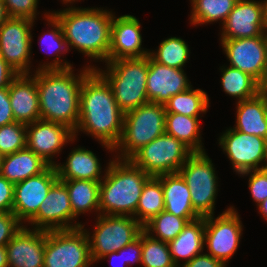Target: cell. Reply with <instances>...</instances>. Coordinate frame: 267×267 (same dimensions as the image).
<instances>
[{
    "label": "cell",
    "mask_w": 267,
    "mask_h": 267,
    "mask_svg": "<svg viewBox=\"0 0 267 267\" xmlns=\"http://www.w3.org/2000/svg\"><path fill=\"white\" fill-rule=\"evenodd\" d=\"M218 141L238 175L267 168V139L229 127L221 133Z\"/></svg>",
    "instance_id": "12"
},
{
    "label": "cell",
    "mask_w": 267,
    "mask_h": 267,
    "mask_svg": "<svg viewBox=\"0 0 267 267\" xmlns=\"http://www.w3.org/2000/svg\"><path fill=\"white\" fill-rule=\"evenodd\" d=\"M18 73L0 56V89L10 86Z\"/></svg>",
    "instance_id": "46"
},
{
    "label": "cell",
    "mask_w": 267,
    "mask_h": 267,
    "mask_svg": "<svg viewBox=\"0 0 267 267\" xmlns=\"http://www.w3.org/2000/svg\"><path fill=\"white\" fill-rule=\"evenodd\" d=\"M181 267H226V265L222 261L203 252L193 257L188 263Z\"/></svg>",
    "instance_id": "45"
},
{
    "label": "cell",
    "mask_w": 267,
    "mask_h": 267,
    "mask_svg": "<svg viewBox=\"0 0 267 267\" xmlns=\"http://www.w3.org/2000/svg\"><path fill=\"white\" fill-rule=\"evenodd\" d=\"M149 51V56L154 61L178 69L186 67L190 56L188 44L182 38L175 36L162 40L156 51Z\"/></svg>",
    "instance_id": "35"
},
{
    "label": "cell",
    "mask_w": 267,
    "mask_h": 267,
    "mask_svg": "<svg viewBox=\"0 0 267 267\" xmlns=\"http://www.w3.org/2000/svg\"><path fill=\"white\" fill-rule=\"evenodd\" d=\"M105 70L95 69L109 83L118 107L124 112L148 103V56L108 60Z\"/></svg>",
    "instance_id": "5"
},
{
    "label": "cell",
    "mask_w": 267,
    "mask_h": 267,
    "mask_svg": "<svg viewBox=\"0 0 267 267\" xmlns=\"http://www.w3.org/2000/svg\"><path fill=\"white\" fill-rule=\"evenodd\" d=\"M22 226L12 212L0 213V247L6 246Z\"/></svg>",
    "instance_id": "41"
},
{
    "label": "cell",
    "mask_w": 267,
    "mask_h": 267,
    "mask_svg": "<svg viewBox=\"0 0 267 267\" xmlns=\"http://www.w3.org/2000/svg\"><path fill=\"white\" fill-rule=\"evenodd\" d=\"M14 184L0 174V213L12 212Z\"/></svg>",
    "instance_id": "42"
},
{
    "label": "cell",
    "mask_w": 267,
    "mask_h": 267,
    "mask_svg": "<svg viewBox=\"0 0 267 267\" xmlns=\"http://www.w3.org/2000/svg\"><path fill=\"white\" fill-rule=\"evenodd\" d=\"M199 119L200 117L166 113L165 133L183 142L193 152H205Z\"/></svg>",
    "instance_id": "30"
},
{
    "label": "cell",
    "mask_w": 267,
    "mask_h": 267,
    "mask_svg": "<svg viewBox=\"0 0 267 267\" xmlns=\"http://www.w3.org/2000/svg\"><path fill=\"white\" fill-rule=\"evenodd\" d=\"M142 267H177L168 243L152 238L142 231Z\"/></svg>",
    "instance_id": "37"
},
{
    "label": "cell",
    "mask_w": 267,
    "mask_h": 267,
    "mask_svg": "<svg viewBox=\"0 0 267 267\" xmlns=\"http://www.w3.org/2000/svg\"><path fill=\"white\" fill-rule=\"evenodd\" d=\"M9 17L27 18L35 21L39 0H3Z\"/></svg>",
    "instance_id": "40"
},
{
    "label": "cell",
    "mask_w": 267,
    "mask_h": 267,
    "mask_svg": "<svg viewBox=\"0 0 267 267\" xmlns=\"http://www.w3.org/2000/svg\"><path fill=\"white\" fill-rule=\"evenodd\" d=\"M208 94L202 89L190 87L187 91L173 95L164 104L166 113H178L189 117H200L209 109Z\"/></svg>",
    "instance_id": "32"
},
{
    "label": "cell",
    "mask_w": 267,
    "mask_h": 267,
    "mask_svg": "<svg viewBox=\"0 0 267 267\" xmlns=\"http://www.w3.org/2000/svg\"><path fill=\"white\" fill-rule=\"evenodd\" d=\"M89 240L82 227L45 231L43 267H91Z\"/></svg>",
    "instance_id": "10"
},
{
    "label": "cell",
    "mask_w": 267,
    "mask_h": 267,
    "mask_svg": "<svg viewBox=\"0 0 267 267\" xmlns=\"http://www.w3.org/2000/svg\"><path fill=\"white\" fill-rule=\"evenodd\" d=\"M50 165L40 156L29 150H19L3 156L0 174L9 182L16 184L44 172Z\"/></svg>",
    "instance_id": "27"
},
{
    "label": "cell",
    "mask_w": 267,
    "mask_h": 267,
    "mask_svg": "<svg viewBox=\"0 0 267 267\" xmlns=\"http://www.w3.org/2000/svg\"><path fill=\"white\" fill-rule=\"evenodd\" d=\"M68 69L36 70L41 119L61 123L75 131L79 120L80 89L95 66H83L79 74Z\"/></svg>",
    "instance_id": "2"
},
{
    "label": "cell",
    "mask_w": 267,
    "mask_h": 267,
    "mask_svg": "<svg viewBox=\"0 0 267 267\" xmlns=\"http://www.w3.org/2000/svg\"><path fill=\"white\" fill-rule=\"evenodd\" d=\"M141 24L129 14L112 19L111 43L108 60L141 58L149 55V49L142 48Z\"/></svg>",
    "instance_id": "19"
},
{
    "label": "cell",
    "mask_w": 267,
    "mask_h": 267,
    "mask_svg": "<svg viewBox=\"0 0 267 267\" xmlns=\"http://www.w3.org/2000/svg\"><path fill=\"white\" fill-rule=\"evenodd\" d=\"M2 159H3V155L0 153V170H1Z\"/></svg>",
    "instance_id": "54"
},
{
    "label": "cell",
    "mask_w": 267,
    "mask_h": 267,
    "mask_svg": "<svg viewBox=\"0 0 267 267\" xmlns=\"http://www.w3.org/2000/svg\"><path fill=\"white\" fill-rule=\"evenodd\" d=\"M238 0H190V24L197 26L220 21L224 24Z\"/></svg>",
    "instance_id": "33"
},
{
    "label": "cell",
    "mask_w": 267,
    "mask_h": 267,
    "mask_svg": "<svg viewBox=\"0 0 267 267\" xmlns=\"http://www.w3.org/2000/svg\"><path fill=\"white\" fill-rule=\"evenodd\" d=\"M55 168L59 180L101 181L104 178L101 174L102 166L96 154L80 146L71 150L66 163H57Z\"/></svg>",
    "instance_id": "24"
},
{
    "label": "cell",
    "mask_w": 267,
    "mask_h": 267,
    "mask_svg": "<svg viewBox=\"0 0 267 267\" xmlns=\"http://www.w3.org/2000/svg\"><path fill=\"white\" fill-rule=\"evenodd\" d=\"M229 66L249 74L261 86L267 80V43L264 33L258 37L219 39Z\"/></svg>",
    "instance_id": "14"
},
{
    "label": "cell",
    "mask_w": 267,
    "mask_h": 267,
    "mask_svg": "<svg viewBox=\"0 0 267 267\" xmlns=\"http://www.w3.org/2000/svg\"><path fill=\"white\" fill-rule=\"evenodd\" d=\"M262 5H263V12H264V21H265L266 28H267V0L262 1Z\"/></svg>",
    "instance_id": "51"
},
{
    "label": "cell",
    "mask_w": 267,
    "mask_h": 267,
    "mask_svg": "<svg viewBox=\"0 0 267 267\" xmlns=\"http://www.w3.org/2000/svg\"><path fill=\"white\" fill-rule=\"evenodd\" d=\"M262 91L267 95V80L265 84L262 86Z\"/></svg>",
    "instance_id": "53"
},
{
    "label": "cell",
    "mask_w": 267,
    "mask_h": 267,
    "mask_svg": "<svg viewBox=\"0 0 267 267\" xmlns=\"http://www.w3.org/2000/svg\"><path fill=\"white\" fill-rule=\"evenodd\" d=\"M73 211L66 186L58 180L49 190L39 206L38 213L26 224L34 229L69 230L74 229Z\"/></svg>",
    "instance_id": "17"
},
{
    "label": "cell",
    "mask_w": 267,
    "mask_h": 267,
    "mask_svg": "<svg viewBox=\"0 0 267 267\" xmlns=\"http://www.w3.org/2000/svg\"><path fill=\"white\" fill-rule=\"evenodd\" d=\"M60 181L68 190L70 204L73 211L74 229L82 227L81 222L76 221L79 215L85 214L88 211H94L96 214L97 212L98 215L100 214V181L84 179Z\"/></svg>",
    "instance_id": "28"
},
{
    "label": "cell",
    "mask_w": 267,
    "mask_h": 267,
    "mask_svg": "<svg viewBox=\"0 0 267 267\" xmlns=\"http://www.w3.org/2000/svg\"><path fill=\"white\" fill-rule=\"evenodd\" d=\"M236 106V124L232 129L267 139V95L261 91Z\"/></svg>",
    "instance_id": "25"
},
{
    "label": "cell",
    "mask_w": 267,
    "mask_h": 267,
    "mask_svg": "<svg viewBox=\"0 0 267 267\" xmlns=\"http://www.w3.org/2000/svg\"><path fill=\"white\" fill-rule=\"evenodd\" d=\"M93 234L85 229L93 263L111 252H117L134 241L143 231V226L128 215H97Z\"/></svg>",
    "instance_id": "7"
},
{
    "label": "cell",
    "mask_w": 267,
    "mask_h": 267,
    "mask_svg": "<svg viewBox=\"0 0 267 267\" xmlns=\"http://www.w3.org/2000/svg\"><path fill=\"white\" fill-rule=\"evenodd\" d=\"M264 36H265L266 43H267V28H266V30H265V32H264Z\"/></svg>",
    "instance_id": "55"
},
{
    "label": "cell",
    "mask_w": 267,
    "mask_h": 267,
    "mask_svg": "<svg viewBox=\"0 0 267 267\" xmlns=\"http://www.w3.org/2000/svg\"><path fill=\"white\" fill-rule=\"evenodd\" d=\"M15 122L11 102L9 98V87L0 89V127Z\"/></svg>",
    "instance_id": "44"
},
{
    "label": "cell",
    "mask_w": 267,
    "mask_h": 267,
    "mask_svg": "<svg viewBox=\"0 0 267 267\" xmlns=\"http://www.w3.org/2000/svg\"><path fill=\"white\" fill-rule=\"evenodd\" d=\"M205 217L187 223L178 236L168 242L169 251L177 267L188 263L193 257L203 253ZM183 260L181 264L180 261Z\"/></svg>",
    "instance_id": "26"
},
{
    "label": "cell",
    "mask_w": 267,
    "mask_h": 267,
    "mask_svg": "<svg viewBox=\"0 0 267 267\" xmlns=\"http://www.w3.org/2000/svg\"><path fill=\"white\" fill-rule=\"evenodd\" d=\"M100 181L101 215H128L136 219V209L145 183L152 177L130 160L113 158Z\"/></svg>",
    "instance_id": "4"
},
{
    "label": "cell",
    "mask_w": 267,
    "mask_h": 267,
    "mask_svg": "<svg viewBox=\"0 0 267 267\" xmlns=\"http://www.w3.org/2000/svg\"><path fill=\"white\" fill-rule=\"evenodd\" d=\"M74 131L56 122L37 120L26 125V147L40 156L50 166H55L54 156L68 143H74Z\"/></svg>",
    "instance_id": "16"
},
{
    "label": "cell",
    "mask_w": 267,
    "mask_h": 267,
    "mask_svg": "<svg viewBox=\"0 0 267 267\" xmlns=\"http://www.w3.org/2000/svg\"><path fill=\"white\" fill-rule=\"evenodd\" d=\"M34 22L27 18L9 17L0 27V56L18 74L32 73L30 60Z\"/></svg>",
    "instance_id": "13"
},
{
    "label": "cell",
    "mask_w": 267,
    "mask_h": 267,
    "mask_svg": "<svg viewBox=\"0 0 267 267\" xmlns=\"http://www.w3.org/2000/svg\"><path fill=\"white\" fill-rule=\"evenodd\" d=\"M221 85L225 94L243 101L255 97L262 86L249 74L230 66H221Z\"/></svg>",
    "instance_id": "31"
},
{
    "label": "cell",
    "mask_w": 267,
    "mask_h": 267,
    "mask_svg": "<svg viewBox=\"0 0 267 267\" xmlns=\"http://www.w3.org/2000/svg\"><path fill=\"white\" fill-rule=\"evenodd\" d=\"M147 97L149 102L165 104L173 95L192 87L184 69L165 66L148 55Z\"/></svg>",
    "instance_id": "20"
},
{
    "label": "cell",
    "mask_w": 267,
    "mask_h": 267,
    "mask_svg": "<svg viewBox=\"0 0 267 267\" xmlns=\"http://www.w3.org/2000/svg\"><path fill=\"white\" fill-rule=\"evenodd\" d=\"M194 152L166 133L138 150L129 160L150 176L177 173Z\"/></svg>",
    "instance_id": "9"
},
{
    "label": "cell",
    "mask_w": 267,
    "mask_h": 267,
    "mask_svg": "<svg viewBox=\"0 0 267 267\" xmlns=\"http://www.w3.org/2000/svg\"><path fill=\"white\" fill-rule=\"evenodd\" d=\"M235 207L230 206L218 217H205L204 247L207 254L226 266L237 251L242 237L243 224Z\"/></svg>",
    "instance_id": "11"
},
{
    "label": "cell",
    "mask_w": 267,
    "mask_h": 267,
    "mask_svg": "<svg viewBox=\"0 0 267 267\" xmlns=\"http://www.w3.org/2000/svg\"><path fill=\"white\" fill-rule=\"evenodd\" d=\"M58 180L55 166H49L41 174L14 184L12 213L22 224L38 213L40 204Z\"/></svg>",
    "instance_id": "15"
},
{
    "label": "cell",
    "mask_w": 267,
    "mask_h": 267,
    "mask_svg": "<svg viewBox=\"0 0 267 267\" xmlns=\"http://www.w3.org/2000/svg\"><path fill=\"white\" fill-rule=\"evenodd\" d=\"M0 267H8L6 246L0 247Z\"/></svg>",
    "instance_id": "49"
},
{
    "label": "cell",
    "mask_w": 267,
    "mask_h": 267,
    "mask_svg": "<svg viewBox=\"0 0 267 267\" xmlns=\"http://www.w3.org/2000/svg\"><path fill=\"white\" fill-rule=\"evenodd\" d=\"M162 183L165 211L189 222L201 216L194 210L189 188L179 172L156 176Z\"/></svg>",
    "instance_id": "23"
},
{
    "label": "cell",
    "mask_w": 267,
    "mask_h": 267,
    "mask_svg": "<svg viewBox=\"0 0 267 267\" xmlns=\"http://www.w3.org/2000/svg\"><path fill=\"white\" fill-rule=\"evenodd\" d=\"M71 6V7H69ZM51 11L62 26L68 49L74 48L90 60L107 62L111 43L113 12L104 8L75 7Z\"/></svg>",
    "instance_id": "3"
},
{
    "label": "cell",
    "mask_w": 267,
    "mask_h": 267,
    "mask_svg": "<svg viewBox=\"0 0 267 267\" xmlns=\"http://www.w3.org/2000/svg\"><path fill=\"white\" fill-rule=\"evenodd\" d=\"M111 259L110 261H113L114 259L116 260H121V264H123L124 267H128L126 262H124V258H123V248H121L119 251L117 252H111L106 254L105 256H103L102 258H100V260H104V259ZM113 259V260H112ZM114 262V261H113ZM112 263V262H111ZM113 265V264H112Z\"/></svg>",
    "instance_id": "47"
},
{
    "label": "cell",
    "mask_w": 267,
    "mask_h": 267,
    "mask_svg": "<svg viewBox=\"0 0 267 267\" xmlns=\"http://www.w3.org/2000/svg\"><path fill=\"white\" fill-rule=\"evenodd\" d=\"M76 1L78 2L79 0H62V3L65 4V6H66L67 4H69V3L73 4Z\"/></svg>",
    "instance_id": "52"
},
{
    "label": "cell",
    "mask_w": 267,
    "mask_h": 267,
    "mask_svg": "<svg viewBox=\"0 0 267 267\" xmlns=\"http://www.w3.org/2000/svg\"><path fill=\"white\" fill-rule=\"evenodd\" d=\"M164 104L148 102L124 113L121 138L114 147L113 157L129 160L138 150L165 133Z\"/></svg>",
    "instance_id": "6"
},
{
    "label": "cell",
    "mask_w": 267,
    "mask_h": 267,
    "mask_svg": "<svg viewBox=\"0 0 267 267\" xmlns=\"http://www.w3.org/2000/svg\"><path fill=\"white\" fill-rule=\"evenodd\" d=\"M9 18V15L6 10V6L3 0H0V27L5 23Z\"/></svg>",
    "instance_id": "48"
},
{
    "label": "cell",
    "mask_w": 267,
    "mask_h": 267,
    "mask_svg": "<svg viewBox=\"0 0 267 267\" xmlns=\"http://www.w3.org/2000/svg\"><path fill=\"white\" fill-rule=\"evenodd\" d=\"M8 267H43L45 231L27 225L6 245Z\"/></svg>",
    "instance_id": "21"
},
{
    "label": "cell",
    "mask_w": 267,
    "mask_h": 267,
    "mask_svg": "<svg viewBox=\"0 0 267 267\" xmlns=\"http://www.w3.org/2000/svg\"><path fill=\"white\" fill-rule=\"evenodd\" d=\"M123 121L124 112L118 107L109 83L92 69L80 89L79 120L74 137L82 131L113 152L122 135Z\"/></svg>",
    "instance_id": "1"
},
{
    "label": "cell",
    "mask_w": 267,
    "mask_h": 267,
    "mask_svg": "<svg viewBox=\"0 0 267 267\" xmlns=\"http://www.w3.org/2000/svg\"><path fill=\"white\" fill-rule=\"evenodd\" d=\"M248 187L256 206L267 198V168L247 171L240 174L248 176Z\"/></svg>",
    "instance_id": "39"
},
{
    "label": "cell",
    "mask_w": 267,
    "mask_h": 267,
    "mask_svg": "<svg viewBox=\"0 0 267 267\" xmlns=\"http://www.w3.org/2000/svg\"><path fill=\"white\" fill-rule=\"evenodd\" d=\"M259 214L263 216V219L267 220V198L257 205Z\"/></svg>",
    "instance_id": "50"
},
{
    "label": "cell",
    "mask_w": 267,
    "mask_h": 267,
    "mask_svg": "<svg viewBox=\"0 0 267 267\" xmlns=\"http://www.w3.org/2000/svg\"><path fill=\"white\" fill-rule=\"evenodd\" d=\"M33 72L34 74H18L9 86V98L15 122L25 125L41 119L36 70Z\"/></svg>",
    "instance_id": "22"
},
{
    "label": "cell",
    "mask_w": 267,
    "mask_h": 267,
    "mask_svg": "<svg viewBox=\"0 0 267 267\" xmlns=\"http://www.w3.org/2000/svg\"><path fill=\"white\" fill-rule=\"evenodd\" d=\"M26 148V125L12 122L0 127V153L5 156Z\"/></svg>",
    "instance_id": "38"
},
{
    "label": "cell",
    "mask_w": 267,
    "mask_h": 267,
    "mask_svg": "<svg viewBox=\"0 0 267 267\" xmlns=\"http://www.w3.org/2000/svg\"><path fill=\"white\" fill-rule=\"evenodd\" d=\"M142 232L140 235L131 243L123 247V258L127 266L139 263L142 261ZM131 264V265H130Z\"/></svg>",
    "instance_id": "43"
},
{
    "label": "cell",
    "mask_w": 267,
    "mask_h": 267,
    "mask_svg": "<svg viewBox=\"0 0 267 267\" xmlns=\"http://www.w3.org/2000/svg\"><path fill=\"white\" fill-rule=\"evenodd\" d=\"M179 173L189 188L194 210L201 217L214 215L219 178L206 151L194 152L182 165Z\"/></svg>",
    "instance_id": "8"
},
{
    "label": "cell",
    "mask_w": 267,
    "mask_h": 267,
    "mask_svg": "<svg viewBox=\"0 0 267 267\" xmlns=\"http://www.w3.org/2000/svg\"><path fill=\"white\" fill-rule=\"evenodd\" d=\"M164 209L162 183L157 177L152 176L143 187L136 209V220L143 226Z\"/></svg>",
    "instance_id": "34"
},
{
    "label": "cell",
    "mask_w": 267,
    "mask_h": 267,
    "mask_svg": "<svg viewBox=\"0 0 267 267\" xmlns=\"http://www.w3.org/2000/svg\"><path fill=\"white\" fill-rule=\"evenodd\" d=\"M44 17L47 21V25L51 26V30H48L47 33L45 32L43 34V38L39 37V43H40V50H43L42 45H47L48 50H46V54L49 55H55V58H53L52 62H47L41 65V63L38 65V68L36 70H43V69H68L73 67L70 62L64 61L61 58V55L66 54L69 49L67 42L64 38L63 30L61 24L58 22V20L51 14V12H45ZM41 38V39H40ZM45 52V51H44ZM53 53V54H52ZM62 59V60H61Z\"/></svg>",
    "instance_id": "29"
},
{
    "label": "cell",
    "mask_w": 267,
    "mask_h": 267,
    "mask_svg": "<svg viewBox=\"0 0 267 267\" xmlns=\"http://www.w3.org/2000/svg\"><path fill=\"white\" fill-rule=\"evenodd\" d=\"M189 221L165 210L143 225V231L154 239L169 242L174 240Z\"/></svg>",
    "instance_id": "36"
},
{
    "label": "cell",
    "mask_w": 267,
    "mask_h": 267,
    "mask_svg": "<svg viewBox=\"0 0 267 267\" xmlns=\"http://www.w3.org/2000/svg\"><path fill=\"white\" fill-rule=\"evenodd\" d=\"M265 30L262 0H238L222 25L220 39L258 37Z\"/></svg>",
    "instance_id": "18"
}]
</instances>
